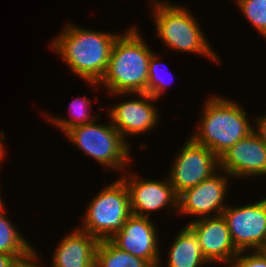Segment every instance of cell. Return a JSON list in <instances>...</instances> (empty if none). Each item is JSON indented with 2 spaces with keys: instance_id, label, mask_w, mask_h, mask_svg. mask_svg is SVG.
<instances>
[{
  "instance_id": "cell-1",
  "label": "cell",
  "mask_w": 266,
  "mask_h": 267,
  "mask_svg": "<svg viewBox=\"0 0 266 267\" xmlns=\"http://www.w3.org/2000/svg\"><path fill=\"white\" fill-rule=\"evenodd\" d=\"M65 22L61 31L49 42V47L71 73L86 82H100L104 77L116 38L123 31L92 29Z\"/></svg>"
},
{
  "instance_id": "cell-2",
  "label": "cell",
  "mask_w": 266,
  "mask_h": 267,
  "mask_svg": "<svg viewBox=\"0 0 266 267\" xmlns=\"http://www.w3.org/2000/svg\"><path fill=\"white\" fill-rule=\"evenodd\" d=\"M139 25H129L116 38L104 77L98 82H86L92 89L116 93H147L149 62L154 50L139 31ZM142 34V35H141ZM98 89V90H97Z\"/></svg>"
},
{
  "instance_id": "cell-3",
  "label": "cell",
  "mask_w": 266,
  "mask_h": 267,
  "mask_svg": "<svg viewBox=\"0 0 266 267\" xmlns=\"http://www.w3.org/2000/svg\"><path fill=\"white\" fill-rule=\"evenodd\" d=\"M149 18L153 19L154 34L164 45L165 51L199 55L222 65L221 56L211 45L199 24V17L185 4L171 0H149ZM167 48V50H166ZM220 56V57H219Z\"/></svg>"
},
{
  "instance_id": "cell-4",
  "label": "cell",
  "mask_w": 266,
  "mask_h": 267,
  "mask_svg": "<svg viewBox=\"0 0 266 267\" xmlns=\"http://www.w3.org/2000/svg\"><path fill=\"white\" fill-rule=\"evenodd\" d=\"M216 92L203 101L197 125L189 136L218 158L254 130V117L240 101Z\"/></svg>"
},
{
  "instance_id": "cell-5",
  "label": "cell",
  "mask_w": 266,
  "mask_h": 267,
  "mask_svg": "<svg viewBox=\"0 0 266 267\" xmlns=\"http://www.w3.org/2000/svg\"><path fill=\"white\" fill-rule=\"evenodd\" d=\"M100 118L72 127L62 135L79 152L100 164L105 172H118L117 176H120L133 164V148L122 138L107 115L105 123H98Z\"/></svg>"
},
{
  "instance_id": "cell-6",
  "label": "cell",
  "mask_w": 266,
  "mask_h": 267,
  "mask_svg": "<svg viewBox=\"0 0 266 267\" xmlns=\"http://www.w3.org/2000/svg\"><path fill=\"white\" fill-rule=\"evenodd\" d=\"M112 181L89 199L77 226L98 240L110 239L132 215L127 186L120 177Z\"/></svg>"
},
{
  "instance_id": "cell-7",
  "label": "cell",
  "mask_w": 266,
  "mask_h": 267,
  "mask_svg": "<svg viewBox=\"0 0 266 267\" xmlns=\"http://www.w3.org/2000/svg\"><path fill=\"white\" fill-rule=\"evenodd\" d=\"M110 98L115 96L121 100L116 104H108L105 113L111 120L112 125L121 134L122 138L131 146L130 138L145 136L159 128L161 108L148 93H116L109 94ZM135 96V97H134ZM125 97V98H124ZM131 98V99H130Z\"/></svg>"
},
{
  "instance_id": "cell-8",
  "label": "cell",
  "mask_w": 266,
  "mask_h": 267,
  "mask_svg": "<svg viewBox=\"0 0 266 267\" xmlns=\"http://www.w3.org/2000/svg\"><path fill=\"white\" fill-rule=\"evenodd\" d=\"M130 168L118 177L127 186L132 214L152 218L155 212L158 214L163 210L170 216L172 213L177 216L179 196L166 173L160 179H151L148 176L145 178V175L141 177L143 174Z\"/></svg>"
},
{
  "instance_id": "cell-9",
  "label": "cell",
  "mask_w": 266,
  "mask_h": 267,
  "mask_svg": "<svg viewBox=\"0 0 266 267\" xmlns=\"http://www.w3.org/2000/svg\"><path fill=\"white\" fill-rule=\"evenodd\" d=\"M177 150L166 175L178 196L219 170V158L189 135Z\"/></svg>"
},
{
  "instance_id": "cell-10",
  "label": "cell",
  "mask_w": 266,
  "mask_h": 267,
  "mask_svg": "<svg viewBox=\"0 0 266 267\" xmlns=\"http://www.w3.org/2000/svg\"><path fill=\"white\" fill-rule=\"evenodd\" d=\"M259 199L242 205L229 203L222 211L238 252L266 251V196Z\"/></svg>"
},
{
  "instance_id": "cell-11",
  "label": "cell",
  "mask_w": 266,
  "mask_h": 267,
  "mask_svg": "<svg viewBox=\"0 0 266 267\" xmlns=\"http://www.w3.org/2000/svg\"><path fill=\"white\" fill-rule=\"evenodd\" d=\"M233 178L219 169L208 179L182 192L178 197V213L183 217H192L191 221L214 217L222 214L230 200L226 197L231 190ZM230 186V187H229Z\"/></svg>"
},
{
  "instance_id": "cell-12",
  "label": "cell",
  "mask_w": 266,
  "mask_h": 267,
  "mask_svg": "<svg viewBox=\"0 0 266 267\" xmlns=\"http://www.w3.org/2000/svg\"><path fill=\"white\" fill-rule=\"evenodd\" d=\"M157 224L154 218L132 214L124 223L123 228L109 240L118 248L145 260L152 267H158L163 256L161 251L164 249L159 244L164 241L160 236L161 226L158 228Z\"/></svg>"
},
{
  "instance_id": "cell-13",
  "label": "cell",
  "mask_w": 266,
  "mask_h": 267,
  "mask_svg": "<svg viewBox=\"0 0 266 267\" xmlns=\"http://www.w3.org/2000/svg\"><path fill=\"white\" fill-rule=\"evenodd\" d=\"M219 169L235 182L266 178V145L252 131L219 157Z\"/></svg>"
},
{
  "instance_id": "cell-14",
  "label": "cell",
  "mask_w": 266,
  "mask_h": 267,
  "mask_svg": "<svg viewBox=\"0 0 266 267\" xmlns=\"http://www.w3.org/2000/svg\"><path fill=\"white\" fill-rule=\"evenodd\" d=\"M185 225L198 238L202 254L210 265L226 267L239 253L222 214L195 221L188 220Z\"/></svg>"
},
{
  "instance_id": "cell-15",
  "label": "cell",
  "mask_w": 266,
  "mask_h": 267,
  "mask_svg": "<svg viewBox=\"0 0 266 267\" xmlns=\"http://www.w3.org/2000/svg\"><path fill=\"white\" fill-rule=\"evenodd\" d=\"M75 228V229H74ZM59 240L49 256L51 267H95V252L99 240L74 227Z\"/></svg>"
},
{
  "instance_id": "cell-16",
  "label": "cell",
  "mask_w": 266,
  "mask_h": 267,
  "mask_svg": "<svg viewBox=\"0 0 266 267\" xmlns=\"http://www.w3.org/2000/svg\"><path fill=\"white\" fill-rule=\"evenodd\" d=\"M178 231V232H177ZM172 241L167 244L166 256L161 257L158 267H209L211 266L204 258L201 246L196 235L183 225L177 229ZM164 257L166 258L163 259ZM163 259V260H162ZM166 262H165V261ZM165 262V264H164ZM209 265V266H208Z\"/></svg>"
},
{
  "instance_id": "cell-17",
  "label": "cell",
  "mask_w": 266,
  "mask_h": 267,
  "mask_svg": "<svg viewBox=\"0 0 266 267\" xmlns=\"http://www.w3.org/2000/svg\"><path fill=\"white\" fill-rule=\"evenodd\" d=\"M2 199L0 201V253L14 254L21 260L27 258L35 251V245L29 241L18 229L17 224L10 219L8 206ZM27 238V239H26Z\"/></svg>"
},
{
  "instance_id": "cell-18",
  "label": "cell",
  "mask_w": 266,
  "mask_h": 267,
  "mask_svg": "<svg viewBox=\"0 0 266 267\" xmlns=\"http://www.w3.org/2000/svg\"><path fill=\"white\" fill-rule=\"evenodd\" d=\"M69 104L68 117H65V115H54L50 111L47 112L45 109L41 111V114L44 116L43 119H46L49 124L51 123L52 127H56L57 130L59 129L61 134H64L72 127L91 123L101 116V112L93 114V102L86 95H77Z\"/></svg>"
},
{
  "instance_id": "cell-19",
  "label": "cell",
  "mask_w": 266,
  "mask_h": 267,
  "mask_svg": "<svg viewBox=\"0 0 266 267\" xmlns=\"http://www.w3.org/2000/svg\"><path fill=\"white\" fill-rule=\"evenodd\" d=\"M95 267H152L145 260L115 246L109 239L99 240Z\"/></svg>"
},
{
  "instance_id": "cell-20",
  "label": "cell",
  "mask_w": 266,
  "mask_h": 267,
  "mask_svg": "<svg viewBox=\"0 0 266 267\" xmlns=\"http://www.w3.org/2000/svg\"><path fill=\"white\" fill-rule=\"evenodd\" d=\"M163 57L164 56L162 54L160 55L159 52H154L150 58L149 69H148L147 93L149 95H151L153 98L158 99V100H161V98H163V95H165L167 93V91H168L167 89H168L169 85L172 86V84H174V83H172L173 81L172 82L169 81L172 78V77H170V76H172L171 75L172 73L168 72L170 74L169 75L167 73L169 76L168 77V76H166V72H164L161 68V66H163V65H164V69H165V65L167 66V64H165L162 61ZM166 70H169V69H166ZM167 81H169V82H167Z\"/></svg>"
},
{
  "instance_id": "cell-21",
  "label": "cell",
  "mask_w": 266,
  "mask_h": 267,
  "mask_svg": "<svg viewBox=\"0 0 266 267\" xmlns=\"http://www.w3.org/2000/svg\"><path fill=\"white\" fill-rule=\"evenodd\" d=\"M247 22L266 40V0H234Z\"/></svg>"
},
{
  "instance_id": "cell-22",
  "label": "cell",
  "mask_w": 266,
  "mask_h": 267,
  "mask_svg": "<svg viewBox=\"0 0 266 267\" xmlns=\"http://www.w3.org/2000/svg\"><path fill=\"white\" fill-rule=\"evenodd\" d=\"M226 267H266V251H241Z\"/></svg>"
},
{
  "instance_id": "cell-23",
  "label": "cell",
  "mask_w": 266,
  "mask_h": 267,
  "mask_svg": "<svg viewBox=\"0 0 266 267\" xmlns=\"http://www.w3.org/2000/svg\"><path fill=\"white\" fill-rule=\"evenodd\" d=\"M262 142L266 145V113L254 116V130Z\"/></svg>"
},
{
  "instance_id": "cell-24",
  "label": "cell",
  "mask_w": 266,
  "mask_h": 267,
  "mask_svg": "<svg viewBox=\"0 0 266 267\" xmlns=\"http://www.w3.org/2000/svg\"><path fill=\"white\" fill-rule=\"evenodd\" d=\"M40 255L34 251L27 258L20 260L15 267H40Z\"/></svg>"
},
{
  "instance_id": "cell-25",
  "label": "cell",
  "mask_w": 266,
  "mask_h": 267,
  "mask_svg": "<svg viewBox=\"0 0 266 267\" xmlns=\"http://www.w3.org/2000/svg\"><path fill=\"white\" fill-rule=\"evenodd\" d=\"M21 259L14 254L0 253V267H15Z\"/></svg>"
},
{
  "instance_id": "cell-26",
  "label": "cell",
  "mask_w": 266,
  "mask_h": 267,
  "mask_svg": "<svg viewBox=\"0 0 266 267\" xmlns=\"http://www.w3.org/2000/svg\"><path fill=\"white\" fill-rule=\"evenodd\" d=\"M6 139V135H5V131H0V166L2 165V163L4 164V161L6 159V157L8 156V154L6 153L7 151V148H6V145H5V141L4 140ZM2 167H0L1 169Z\"/></svg>"
},
{
  "instance_id": "cell-27",
  "label": "cell",
  "mask_w": 266,
  "mask_h": 267,
  "mask_svg": "<svg viewBox=\"0 0 266 267\" xmlns=\"http://www.w3.org/2000/svg\"><path fill=\"white\" fill-rule=\"evenodd\" d=\"M35 251L40 255V267H46L45 265H47L48 267H51L49 266L48 264H44L43 265V262L45 263V261L42 259L43 255L41 256V252H39L38 248L35 247ZM43 260V261H42ZM42 261V262H41Z\"/></svg>"
},
{
  "instance_id": "cell-28",
  "label": "cell",
  "mask_w": 266,
  "mask_h": 267,
  "mask_svg": "<svg viewBox=\"0 0 266 267\" xmlns=\"http://www.w3.org/2000/svg\"><path fill=\"white\" fill-rule=\"evenodd\" d=\"M0 190H1V187H0ZM1 193H2V192H0V201L3 199Z\"/></svg>"
}]
</instances>
